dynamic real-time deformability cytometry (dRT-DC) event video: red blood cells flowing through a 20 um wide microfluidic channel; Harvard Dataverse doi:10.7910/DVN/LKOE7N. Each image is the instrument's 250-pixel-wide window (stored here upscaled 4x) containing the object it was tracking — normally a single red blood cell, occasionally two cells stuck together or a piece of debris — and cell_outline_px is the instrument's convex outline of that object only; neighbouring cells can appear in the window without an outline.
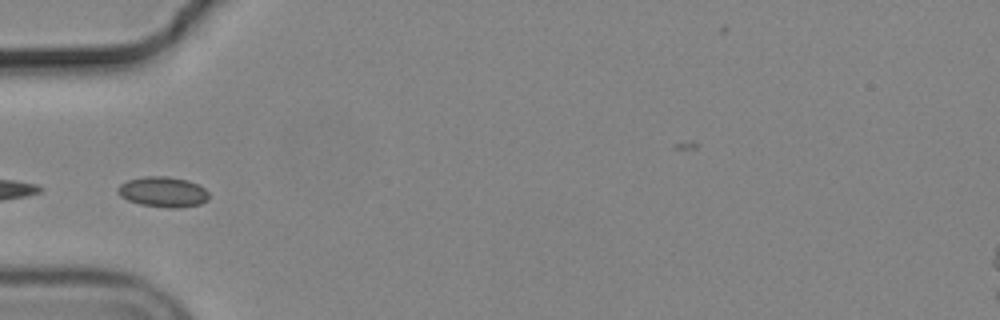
{"species": "common noctule bat (a hibernating species)", "species_latin": "Nyctalus noctula", "temperature_condition": "cold", "stored_images_in_passage": 6, "camera_frame_rate_fps": 3000, "um_per_image_px": 0.085, "animal": {"sex": "male", "body_mass_g": 19.2, "forearm_length_mm": 51.8}, "frame": {"image": 1, "passage_image": 1, "time_ms": 0.0, "image_size_px": [1000, 320], "cell_outline_px": [[208, 200], [200, 204], [180, 208], [168, 208], [140, 204], [128, 200], [120, 196], [116, 188], [120, 184], [128, 180], [144, 176], [168, 176], [188, 180], [204, 188], [208, 192]], "centroid_in_image_um": [13.85, 16.31], "position_along_channel_um": 71.1, "area_um2": 16.18}}